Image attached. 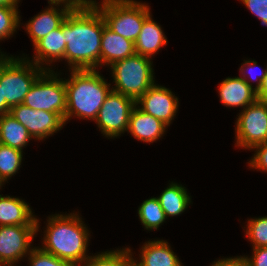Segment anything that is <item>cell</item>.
I'll list each match as a JSON object with an SVG mask.
<instances>
[{
    "mask_svg": "<svg viewBox=\"0 0 267 266\" xmlns=\"http://www.w3.org/2000/svg\"><path fill=\"white\" fill-rule=\"evenodd\" d=\"M23 151L0 144V181L2 184L19 170Z\"/></svg>",
    "mask_w": 267,
    "mask_h": 266,
    "instance_id": "25",
    "label": "cell"
},
{
    "mask_svg": "<svg viewBox=\"0 0 267 266\" xmlns=\"http://www.w3.org/2000/svg\"><path fill=\"white\" fill-rule=\"evenodd\" d=\"M168 244L165 240L148 241L140 250V262L134 260V266H182Z\"/></svg>",
    "mask_w": 267,
    "mask_h": 266,
    "instance_id": "18",
    "label": "cell"
},
{
    "mask_svg": "<svg viewBox=\"0 0 267 266\" xmlns=\"http://www.w3.org/2000/svg\"><path fill=\"white\" fill-rule=\"evenodd\" d=\"M83 266H134V259L129 248H122L90 256Z\"/></svg>",
    "mask_w": 267,
    "mask_h": 266,
    "instance_id": "23",
    "label": "cell"
},
{
    "mask_svg": "<svg viewBox=\"0 0 267 266\" xmlns=\"http://www.w3.org/2000/svg\"><path fill=\"white\" fill-rule=\"evenodd\" d=\"M220 100L226 107L243 109L257 100V92L240 77H228L219 85Z\"/></svg>",
    "mask_w": 267,
    "mask_h": 266,
    "instance_id": "15",
    "label": "cell"
},
{
    "mask_svg": "<svg viewBox=\"0 0 267 266\" xmlns=\"http://www.w3.org/2000/svg\"><path fill=\"white\" fill-rule=\"evenodd\" d=\"M258 65H257V62L255 61V60H246L243 64H242V66H241V68H240V71H241V77L240 78H243L248 84H249V86H251L252 88H253V86H252V84L250 83V81L249 80H247V78H246V74H245V69H246V71L248 70V71H250V72H248L249 74V76H250V78L249 79H251V81H256L257 82V85H256V87L254 88V90L256 91V92H258V90L261 88V85H262V82H263V80H264V77H265V75H266V69L261 73V74H259V75H257V76H253L252 75V71H254L253 70V68H255V67H257ZM247 67V68H246ZM245 68V69H244ZM250 68V69H249ZM255 73V72H254ZM243 75V76H242ZM255 77V78H254Z\"/></svg>",
    "mask_w": 267,
    "mask_h": 266,
    "instance_id": "31",
    "label": "cell"
},
{
    "mask_svg": "<svg viewBox=\"0 0 267 266\" xmlns=\"http://www.w3.org/2000/svg\"><path fill=\"white\" fill-rule=\"evenodd\" d=\"M240 259L246 266H267V247L253 248V255L250 258L240 256Z\"/></svg>",
    "mask_w": 267,
    "mask_h": 266,
    "instance_id": "32",
    "label": "cell"
},
{
    "mask_svg": "<svg viewBox=\"0 0 267 266\" xmlns=\"http://www.w3.org/2000/svg\"><path fill=\"white\" fill-rule=\"evenodd\" d=\"M37 226H0V266H14L19 259L32 251L30 247L34 235L39 231Z\"/></svg>",
    "mask_w": 267,
    "mask_h": 266,
    "instance_id": "10",
    "label": "cell"
},
{
    "mask_svg": "<svg viewBox=\"0 0 267 266\" xmlns=\"http://www.w3.org/2000/svg\"><path fill=\"white\" fill-rule=\"evenodd\" d=\"M18 6H0V40L9 38L20 25Z\"/></svg>",
    "mask_w": 267,
    "mask_h": 266,
    "instance_id": "26",
    "label": "cell"
},
{
    "mask_svg": "<svg viewBox=\"0 0 267 266\" xmlns=\"http://www.w3.org/2000/svg\"><path fill=\"white\" fill-rule=\"evenodd\" d=\"M31 138L26 127L10 113L0 117V144L22 151Z\"/></svg>",
    "mask_w": 267,
    "mask_h": 266,
    "instance_id": "21",
    "label": "cell"
},
{
    "mask_svg": "<svg viewBox=\"0 0 267 266\" xmlns=\"http://www.w3.org/2000/svg\"><path fill=\"white\" fill-rule=\"evenodd\" d=\"M20 0H0V6H18Z\"/></svg>",
    "mask_w": 267,
    "mask_h": 266,
    "instance_id": "37",
    "label": "cell"
},
{
    "mask_svg": "<svg viewBox=\"0 0 267 266\" xmlns=\"http://www.w3.org/2000/svg\"><path fill=\"white\" fill-rule=\"evenodd\" d=\"M28 255L30 266H75L68 261L57 258L39 247H34Z\"/></svg>",
    "mask_w": 267,
    "mask_h": 266,
    "instance_id": "28",
    "label": "cell"
},
{
    "mask_svg": "<svg viewBox=\"0 0 267 266\" xmlns=\"http://www.w3.org/2000/svg\"><path fill=\"white\" fill-rule=\"evenodd\" d=\"M251 149H256L253 158L248 162L253 169L267 172V142L255 145Z\"/></svg>",
    "mask_w": 267,
    "mask_h": 266,
    "instance_id": "29",
    "label": "cell"
},
{
    "mask_svg": "<svg viewBox=\"0 0 267 266\" xmlns=\"http://www.w3.org/2000/svg\"><path fill=\"white\" fill-rule=\"evenodd\" d=\"M187 189L177 183H171L158 198L160 205L167 217L176 216L186 210L191 203Z\"/></svg>",
    "mask_w": 267,
    "mask_h": 266,
    "instance_id": "22",
    "label": "cell"
},
{
    "mask_svg": "<svg viewBox=\"0 0 267 266\" xmlns=\"http://www.w3.org/2000/svg\"><path fill=\"white\" fill-rule=\"evenodd\" d=\"M151 58L134 54L110 65L113 82L112 90L133 98L135 101L153 84Z\"/></svg>",
    "mask_w": 267,
    "mask_h": 266,
    "instance_id": "6",
    "label": "cell"
},
{
    "mask_svg": "<svg viewBox=\"0 0 267 266\" xmlns=\"http://www.w3.org/2000/svg\"><path fill=\"white\" fill-rule=\"evenodd\" d=\"M167 125L161 120L140 110L135 105L130 113L127 131L134 138L146 143H153L163 136Z\"/></svg>",
    "mask_w": 267,
    "mask_h": 266,
    "instance_id": "14",
    "label": "cell"
},
{
    "mask_svg": "<svg viewBox=\"0 0 267 266\" xmlns=\"http://www.w3.org/2000/svg\"><path fill=\"white\" fill-rule=\"evenodd\" d=\"M34 47L36 54L33 57L34 61L31 60V62L39 67H43L42 65L48 64L49 62L52 63L61 58L65 59L66 43L65 36L62 35V24L59 28L51 31L38 41Z\"/></svg>",
    "mask_w": 267,
    "mask_h": 266,
    "instance_id": "19",
    "label": "cell"
},
{
    "mask_svg": "<svg viewBox=\"0 0 267 266\" xmlns=\"http://www.w3.org/2000/svg\"><path fill=\"white\" fill-rule=\"evenodd\" d=\"M58 75L53 70H45L31 86L23 104L34 110L58 113L65 122L66 87Z\"/></svg>",
    "mask_w": 267,
    "mask_h": 266,
    "instance_id": "7",
    "label": "cell"
},
{
    "mask_svg": "<svg viewBox=\"0 0 267 266\" xmlns=\"http://www.w3.org/2000/svg\"><path fill=\"white\" fill-rule=\"evenodd\" d=\"M135 100L111 90L102 104L95 122L105 137H118L128 129Z\"/></svg>",
    "mask_w": 267,
    "mask_h": 266,
    "instance_id": "8",
    "label": "cell"
},
{
    "mask_svg": "<svg viewBox=\"0 0 267 266\" xmlns=\"http://www.w3.org/2000/svg\"><path fill=\"white\" fill-rule=\"evenodd\" d=\"M236 122V146L250 149L267 142V102L256 100L244 108Z\"/></svg>",
    "mask_w": 267,
    "mask_h": 266,
    "instance_id": "9",
    "label": "cell"
},
{
    "mask_svg": "<svg viewBox=\"0 0 267 266\" xmlns=\"http://www.w3.org/2000/svg\"><path fill=\"white\" fill-rule=\"evenodd\" d=\"M246 235L253 248L267 247V216L248 220Z\"/></svg>",
    "mask_w": 267,
    "mask_h": 266,
    "instance_id": "27",
    "label": "cell"
},
{
    "mask_svg": "<svg viewBox=\"0 0 267 266\" xmlns=\"http://www.w3.org/2000/svg\"><path fill=\"white\" fill-rule=\"evenodd\" d=\"M138 215L146 230H157L167 219L156 197L145 200L138 208Z\"/></svg>",
    "mask_w": 267,
    "mask_h": 266,
    "instance_id": "24",
    "label": "cell"
},
{
    "mask_svg": "<svg viewBox=\"0 0 267 266\" xmlns=\"http://www.w3.org/2000/svg\"><path fill=\"white\" fill-rule=\"evenodd\" d=\"M10 114L25 126L31 137L36 140L53 135L65 125L64 119L58 113L34 110L23 103L12 107Z\"/></svg>",
    "mask_w": 267,
    "mask_h": 266,
    "instance_id": "11",
    "label": "cell"
},
{
    "mask_svg": "<svg viewBox=\"0 0 267 266\" xmlns=\"http://www.w3.org/2000/svg\"><path fill=\"white\" fill-rule=\"evenodd\" d=\"M48 3H49V5L50 4H58V3L63 4V2L61 0H48Z\"/></svg>",
    "mask_w": 267,
    "mask_h": 266,
    "instance_id": "38",
    "label": "cell"
},
{
    "mask_svg": "<svg viewBox=\"0 0 267 266\" xmlns=\"http://www.w3.org/2000/svg\"><path fill=\"white\" fill-rule=\"evenodd\" d=\"M72 8H84L93 4V0H61Z\"/></svg>",
    "mask_w": 267,
    "mask_h": 266,
    "instance_id": "34",
    "label": "cell"
},
{
    "mask_svg": "<svg viewBox=\"0 0 267 266\" xmlns=\"http://www.w3.org/2000/svg\"><path fill=\"white\" fill-rule=\"evenodd\" d=\"M135 54V43L110 30L106 25L101 39V66Z\"/></svg>",
    "mask_w": 267,
    "mask_h": 266,
    "instance_id": "17",
    "label": "cell"
},
{
    "mask_svg": "<svg viewBox=\"0 0 267 266\" xmlns=\"http://www.w3.org/2000/svg\"><path fill=\"white\" fill-rule=\"evenodd\" d=\"M29 205L19 198L0 195V226H37Z\"/></svg>",
    "mask_w": 267,
    "mask_h": 266,
    "instance_id": "16",
    "label": "cell"
},
{
    "mask_svg": "<svg viewBox=\"0 0 267 266\" xmlns=\"http://www.w3.org/2000/svg\"><path fill=\"white\" fill-rule=\"evenodd\" d=\"M101 4L93 0V5L101 12L106 26L135 43L144 20L150 15L149 6L135 0H102Z\"/></svg>",
    "mask_w": 267,
    "mask_h": 266,
    "instance_id": "5",
    "label": "cell"
},
{
    "mask_svg": "<svg viewBox=\"0 0 267 266\" xmlns=\"http://www.w3.org/2000/svg\"><path fill=\"white\" fill-rule=\"evenodd\" d=\"M244 5L267 27V0H241Z\"/></svg>",
    "mask_w": 267,
    "mask_h": 266,
    "instance_id": "30",
    "label": "cell"
},
{
    "mask_svg": "<svg viewBox=\"0 0 267 266\" xmlns=\"http://www.w3.org/2000/svg\"><path fill=\"white\" fill-rule=\"evenodd\" d=\"M211 266H246L245 263L240 259V257L225 258L214 262Z\"/></svg>",
    "mask_w": 267,
    "mask_h": 266,
    "instance_id": "33",
    "label": "cell"
},
{
    "mask_svg": "<svg viewBox=\"0 0 267 266\" xmlns=\"http://www.w3.org/2000/svg\"><path fill=\"white\" fill-rule=\"evenodd\" d=\"M178 98L166 87L153 84L136 101L143 112L152 115L169 126L178 110Z\"/></svg>",
    "mask_w": 267,
    "mask_h": 266,
    "instance_id": "12",
    "label": "cell"
},
{
    "mask_svg": "<svg viewBox=\"0 0 267 266\" xmlns=\"http://www.w3.org/2000/svg\"><path fill=\"white\" fill-rule=\"evenodd\" d=\"M50 68L39 67L25 58L0 54V86L7 106L22 104L36 79Z\"/></svg>",
    "mask_w": 267,
    "mask_h": 266,
    "instance_id": "4",
    "label": "cell"
},
{
    "mask_svg": "<svg viewBox=\"0 0 267 266\" xmlns=\"http://www.w3.org/2000/svg\"><path fill=\"white\" fill-rule=\"evenodd\" d=\"M257 99L260 101L267 102V68H266V75L262 82L261 88L257 92Z\"/></svg>",
    "mask_w": 267,
    "mask_h": 266,
    "instance_id": "35",
    "label": "cell"
},
{
    "mask_svg": "<svg viewBox=\"0 0 267 266\" xmlns=\"http://www.w3.org/2000/svg\"><path fill=\"white\" fill-rule=\"evenodd\" d=\"M42 250L75 266H83L87 255L89 231L77 213L48 217Z\"/></svg>",
    "mask_w": 267,
    "mask_h": 266,
    "instance_id": "2",
    "label": "cell"
},
{
    "mask_svg": "<svg viewBox=\"0 0 267 266\" xmlns=\"http://www.w3.org/2000/svg\"><path fill=\"white\" fill-rule=\"evenodd\" d=\"M167 44V39L160 27L149 15L143 22L141 31L135 41V53L151 58Z\"/></svg>",
    "mask_w": 267,
    "mask_h": 266,
    "instance_id": "20",
    "label": "cell"
},
{
    "mask_svg": "<svg viewBox=\"0 0 267 266\" xmlns=\"http://www.w3.org/2000/svg\"><path fill=\"white\" fill-rule=\"evenodd\" d=\"M70 79H65V123L72 117L95 120L106 97L112 90L110 84L96 69L71 70Z\"/></svg>",
    "mask_w": 267,
    "mask_h": 266,
    "instance_id": "3",
    "label": "cell"
},
{
    "mask_svg": "<svg viewBox=\"0 0 267 266\" xmlns=\"http://www.w3.org/2000/svg\"><path fill=\"white\" fill-rule=\"evenodd\" d=\"M105 20L92 4L73 8L62 23L65 59L71 70L98 69L101 65V39Z\"/></svg>",
    "mask_w": 267,
    "mask_h": 266,
    "instance_id": "1",
    "label": "cell"
},
{
    "mask_svg": "<svg viewBox=\"0 0 267 266\" xmlns=\"http://www.w3.org/2000/svg\"><path fill=\"white\" fill-rule=\"evenodd\" d=\"M59 5L60 3L51 4L49 8L26 23L25 29L31 37L30 39H32L33 46L51 31L59 28L66 16L73 9L70 5L63 3V8L60 10Z\"/></svg>",
    "mask_w": 267,
    "mask_h": 266,
    "instance_id": "13",
    "label": "cell"
},
{
    "mask_svg": "<svg viewBox=\"0 0 267 266\" xmlns=\"http://www.w3.org/2000/svg\"><path fill=\"white\" fill-rule=\"evenodd\" d=\"M7 113H10V108L6 104V99L3 98V92L0 86V117Z\"/></svg>",
    "mask_w": 267,
    "mask_h": 266,
    "instance_id": "36",
    "label": "cell"
}]
</instances>
